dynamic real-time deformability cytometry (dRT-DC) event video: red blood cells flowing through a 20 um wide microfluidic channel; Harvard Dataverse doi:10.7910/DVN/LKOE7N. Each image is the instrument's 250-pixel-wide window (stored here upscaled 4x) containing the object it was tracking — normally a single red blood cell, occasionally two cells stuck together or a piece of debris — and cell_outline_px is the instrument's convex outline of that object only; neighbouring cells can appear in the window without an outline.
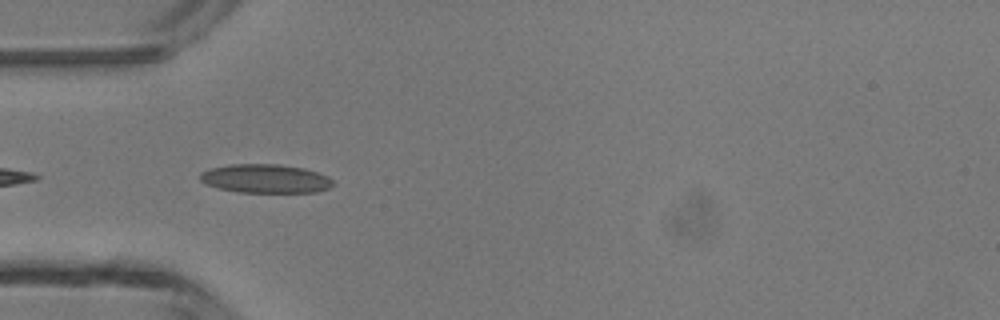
{"species": "common noctule bat (a hibernating species)", "species_latin": "Nyctalus noctula", "temperature_condition": "room temperature", "stored_images_in_passage": 5, "camera_frame_rate_fps": 3000, "um_per_image_px": 0.085, "animal": {"sex": "male", "body_mass_g": 13.3}, "frame": {"image": 1, "passage_image": 5, "time_ms": 4.333, "image_size_px": [1000, 320], "cell_outline_px": [[332, 184], [328, 188], [316, 192], [240, 192], [216, 188], [204, 184], [200, 180], [200, 172], [208, 168], [228, 164], [276, 164], [304, 168], [328, 176], [332, 180]], "centroid_in_image_um": [22.49, 15.18], "position_along_channel_um": 62.5, "area_um2": 22.37}}